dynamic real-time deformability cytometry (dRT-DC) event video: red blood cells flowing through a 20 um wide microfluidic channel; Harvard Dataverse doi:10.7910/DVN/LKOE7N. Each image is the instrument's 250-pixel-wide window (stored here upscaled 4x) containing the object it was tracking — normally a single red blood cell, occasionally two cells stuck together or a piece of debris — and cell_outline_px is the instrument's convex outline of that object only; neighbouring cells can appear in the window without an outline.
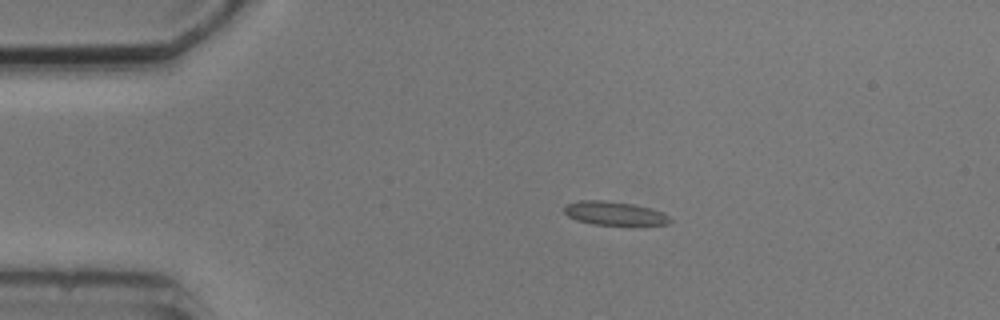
{"species": "common noctule bat (a hibernating species)", "species_latin": "Nyctalus noctula", "temperature_condition": "cold", "stored_images_in_passage": 2, "camera_frame_rate_fps": 3000, "um_per_image_px": 0.085, "animal": {"sex": "male", "body_mass_g": 20.5, "forearm_length_mm": 52.5}, "frame": {"image": 1, "passage_image": 1, "time_ms": 0.0, "image_size_px": [1000, 320], "cell_outline_px": [[672, 220], [668, 224], [592, 224], [576, 220], [568, 216], [564, 212], [564, 208], [568, 204], [580, 200], [604, 200], [632, 204], [652, 208], [664, 212]], "centroid_in_image_um": [52.23, 18.12], "position_along_channel_um": 32.8, "area_um2": 14.39}}